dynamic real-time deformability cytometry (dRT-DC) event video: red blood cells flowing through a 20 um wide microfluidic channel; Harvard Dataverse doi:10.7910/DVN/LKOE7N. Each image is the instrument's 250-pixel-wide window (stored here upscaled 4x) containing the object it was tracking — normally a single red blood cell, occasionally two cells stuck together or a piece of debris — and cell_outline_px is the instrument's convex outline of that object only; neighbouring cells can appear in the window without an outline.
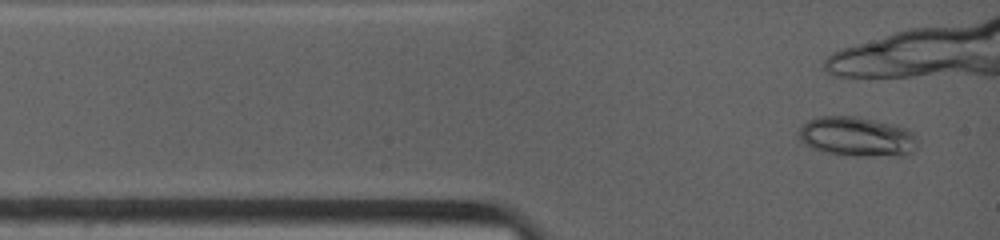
{"species": "common noctule bat (a hibernating species)", "species_latin": "Nyctalus noctula", "temperature_condition": "warm", "stored_images_in_passage": 2, "camera_frame_rate_fps": 4500, "um_per_image_px": 0.085, "animal": {"sex": "female", "body_mass_g": 19.0, "forearm_length_mm": 53.3}, "frame": {"image": 1, "passage_image": 1, "time_ms": 0.0, "image_size_px": [1000, 240], "cell_outline_px": [[916, 148], [908, 156], [836, 156], [812, 148], [804, 144], [800, 140], [800, 128], [808, 120], [816, 116], [856, 116], [896, 124], [908, 128], [912, 132]], "centroid_in_image_um": [72.84, 11.63], "position_along_channel_um": 12.2, "area_um2": 27.92}}